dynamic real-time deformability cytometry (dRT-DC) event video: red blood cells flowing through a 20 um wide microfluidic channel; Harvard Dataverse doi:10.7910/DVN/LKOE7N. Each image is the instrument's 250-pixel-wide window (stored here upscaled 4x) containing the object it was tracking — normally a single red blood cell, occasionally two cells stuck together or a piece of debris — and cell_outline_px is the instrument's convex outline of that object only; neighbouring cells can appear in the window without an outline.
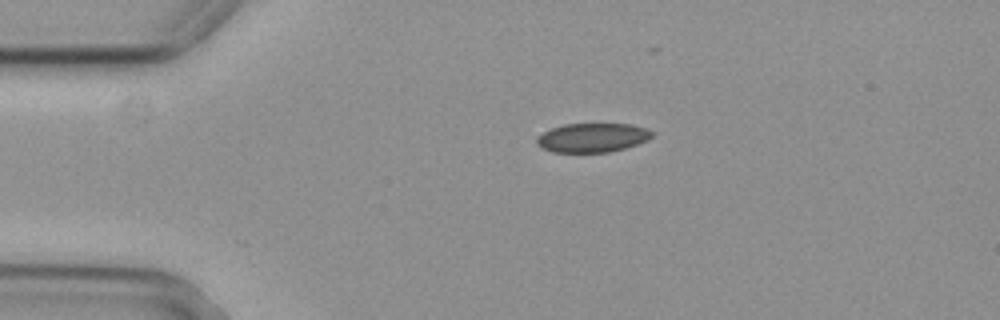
{"species": "common noctule bat (a hibernating species)", "species_latin": "Nyctalus noctula", "temperature_condition": "cold", "stored_images_in_passage": 32, "camera_frame_rate_fps": 3000, "um_per_image_px": 0.085, "animal": {"sex": "female", "body_mass_g": 29.2, "forearm_length_mm": 56.3}, "frame": {"image": 1, "passage_image": 1, "time_ms": 0.0, "image_size_px": [1000, 320], "cell_outline_px": [[652, 136], [648, 140], [624, 148], [608, 152], [552, 152], [540, 148], [536, 144], [536, 136], [552, 128], [564, 124], [632, 124], [644, 128], [652, 132]], "centroid_in_image_um": [50.3, 11.7], "position_along_channel_um": 34.7, "area_um2": 19.48}}
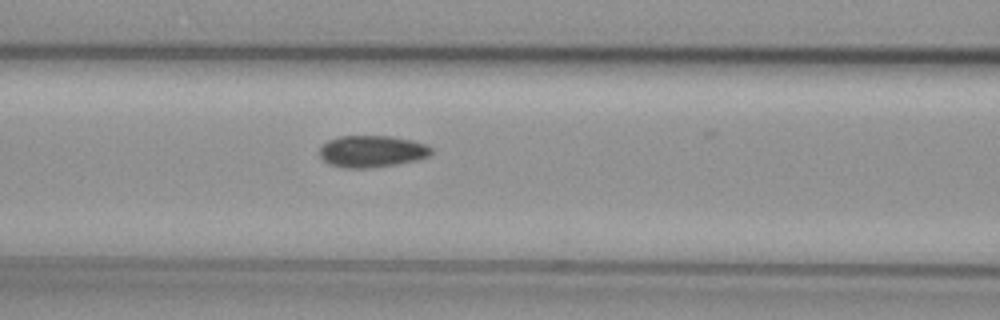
{"frame": {"image": 2, "passage_image": 12, "time_ms": 3.667, "image_size_px": [1000, 320], "cell_outline_px": [[432, 152], [428, 156], [416, 160], [396, 164], [368, 168], [344, 168], [328, 164], [320, 156], [320, 148], [328, 140], [340, 136], [392, 136], [412, 140], [428, 144], [432, 148]], "centroid_in_image_um": [31.62, 12.86], "position_along_channel_um": 135.0, "area_um2": 20.75}}
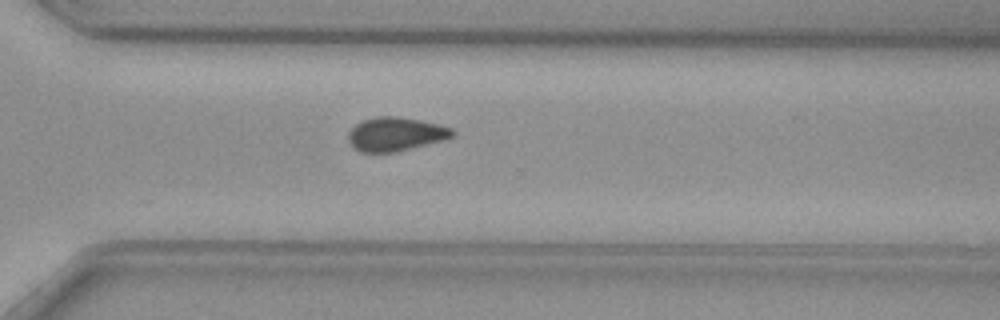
{"frame": {"image": 3, "passage_image": 28, "time_ms": 9.0, "image_size_px": [1000, 320], "cell_outline_px": [[456, 136], [444, 140], [396, 152], [360, 152], [352, 148], [348, 140], [348, 132], [356, 124], [364, 120], [376, 116], [400, 116], [420, 120], [452, 128], [456, 132]], "centroid_in_image_um": [33.63, 11.4], "position_along_channel_um": 337.0, "area_um2": 20.69}}